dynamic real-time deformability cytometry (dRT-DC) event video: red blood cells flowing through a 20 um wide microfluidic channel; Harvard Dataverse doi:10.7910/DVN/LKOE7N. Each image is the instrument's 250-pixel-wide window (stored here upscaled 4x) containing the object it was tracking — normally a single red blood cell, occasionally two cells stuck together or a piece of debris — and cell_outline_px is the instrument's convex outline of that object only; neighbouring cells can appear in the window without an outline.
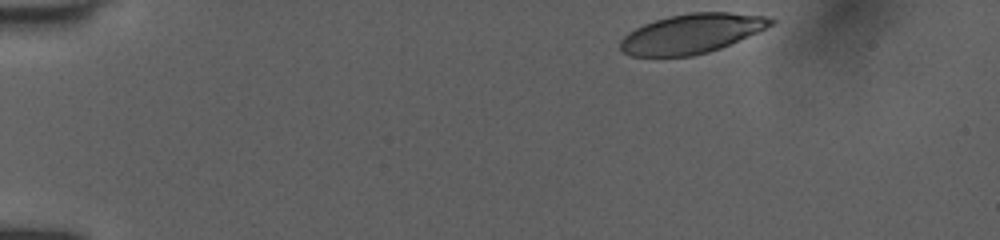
{"species": "human", "species_latin": "Homo sapiens", "temperature_condition": "room temperature", "stored_images_in_passage": 38, "camera_frame_rate_fps": 3000, "um_per_image_px": 0.085, "donor": {"sex": "female"}, "frame": {"image": 1, "passage_image": 1, "time_ms": 0.0, "image_size_px": [1000, 240], "cell_outline_px": [[776, 20], [772, 24], [756, 32], [720, 48], [708, 52], [692, 56], [628, 56], [620, 48], [620, 40], [628, 32], [644, 24], [668, 16], [692, 12], [728, 12], [764, 16]], "centroid_in_image_um": [58.74, 2.86], "position_along_channel_um": 26.3, "area_um2": 34.22}}
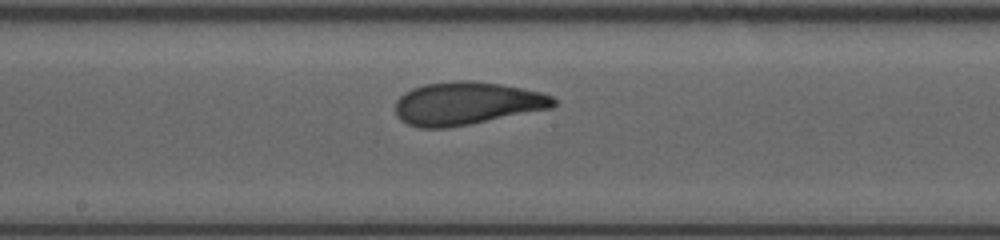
{"frame": {"image": 2, "passage_image": 22, "time_ms": 7.0, "image_size_px": [1000, 240], "cell_outline_px": [[556, 104], [552, 108], [448, 128], [420, 128], [408, 124], [400, 120], [396, 116], [396, 100], [404, 92], [412, 88], [424, 84], [456, 80], [472, 80], [500, 84], [540, 92], [552, 96], [556, 100]], "centroid_in_image_um": [39.64, 8.79], "position_along_channel_um": 208.6, "area_um2": 39.59}}
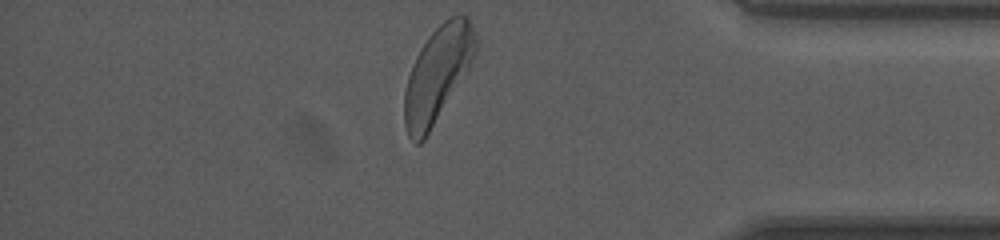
{"frame": {"image": 3, "passage_image": 38, "time_ms": 12.333, "image_size_px": [1000, 240], "cell_outline_px": [[480, 44], [468, 68], [424, 140], [420, 144], [416, 144], [408, 136], [404, 124], [404, 92], [408, 76], [412, 64], [420, 48], [428, 36], [444, 20], [460, 12], [468, 16]], "centroid_in_image_um": [37.19, 6.26], "position_along_channel_um": 398.0, "area_um2": 39.42}, "authors_computed_cell_mechanics": {"area_um2": 38.7549, "velocity_mm_per_s": 3.9919, "shape_relaxation_time_tau1_ms": 3.5565, "shape_relaxation_time_tau2_ms": 1.1737, "deformation_change_tau1": 0.1577, "deformation_change_tau2": 0.0795}}